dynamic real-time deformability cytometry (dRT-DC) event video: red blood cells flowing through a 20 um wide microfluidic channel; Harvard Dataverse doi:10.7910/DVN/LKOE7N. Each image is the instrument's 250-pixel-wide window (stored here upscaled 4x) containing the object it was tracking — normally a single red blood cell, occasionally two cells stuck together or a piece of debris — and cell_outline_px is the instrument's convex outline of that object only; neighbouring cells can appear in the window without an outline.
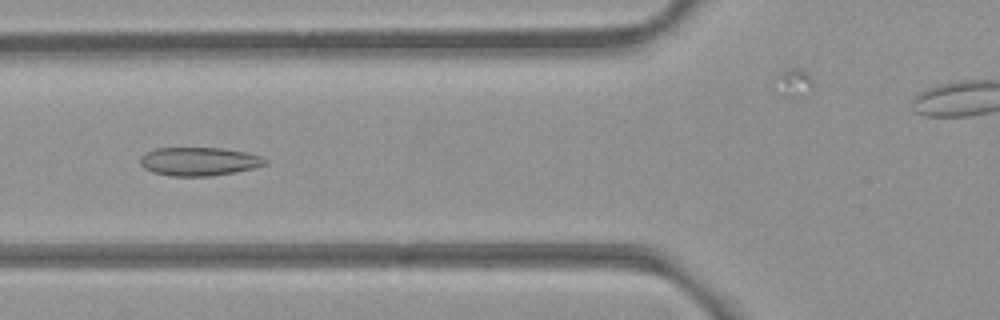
{"species": "common noctule bat (a hibernating species)", "species_latin": "Nyctalus noctula", "temperature_condition": "room temperature", "stored_images_in_passage": 47, "camera_frame_rate_fps": 3000, "um_per_image_px": 0.085, "animal": {"sex": "female", "body_mass_g": 21.9}, "frame": {"image": 1, "passage_image": 14, "time_ms": 4.333, "image_size_px": [1000, 320], "cell_outline_px": [[268, 164], [256, 168], [236, 172], [212, 176], [172, 176], [152, 172], [144, 168], [140, 164], [140, 156], [144, 152], [156, 148], [224, 148], [244, 152], [260, 156], [268, 160]], "centroid_in_image_um": [16.92, 13.72], "position_along_channel_um": 108.9, "area_um2": 20.98}}
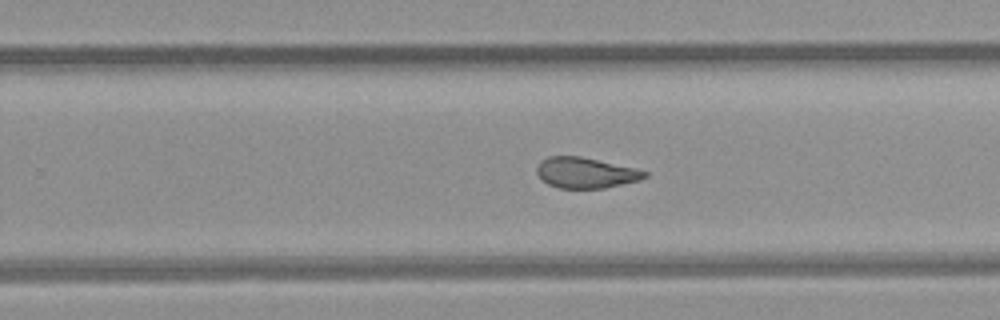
{"frame": {"image": 2, "passage_image": 27, "time_ms": 8.667, "image_size_px": [1000, 320], "cell_outline_px": [[648, 176], [640, 180], [604, 188], [560, 188], [548, 184], [536, 172], [536, 168], [540, 160], [548, 156], [580, 156], [636, 168], [648, 172]], "centroid_in_image_um": [49.79, 14.68], "position_along_channel_um": 280.0, "area_um2": 19.25}}
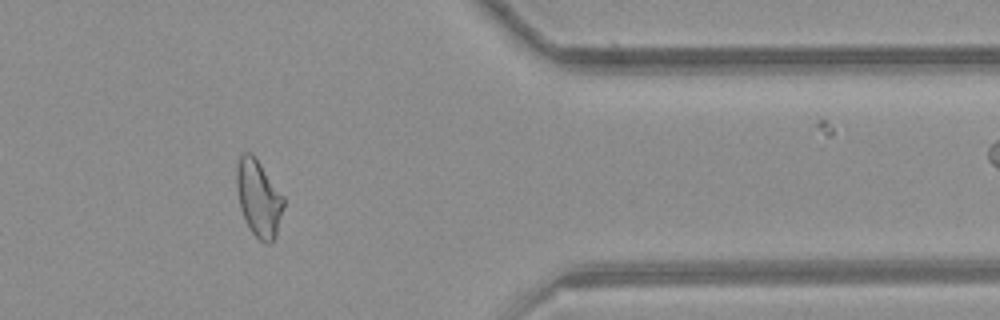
{"frame": {"image": 3, "passage_image": 37, "time_ms": 12.0, "image_size_px": [1000, 320], "cell_outline_px": [[284, 204], [276, 236], [268, 244], [264, 244], [252, 232], [240, 208], [236, 188], [236, 164], [240, 156], [244, 152], [252, 152], [284, 196]], "centroid_in_image_um": [21.97, 16.81], "position_along_channel_um": 389.4, "area_um2": 20.98}, "authors_computed_cell_mechanics": {"area_um2": 21.386, "velocity_mm_per_s": 3.9413, "shape_relaxation_time_tau1_ms": null, "shape_relaxation_time_tau2_ms": 2.2166, "deformation_change_tau1": null, "deformation_change_tau2": 0.0784}}